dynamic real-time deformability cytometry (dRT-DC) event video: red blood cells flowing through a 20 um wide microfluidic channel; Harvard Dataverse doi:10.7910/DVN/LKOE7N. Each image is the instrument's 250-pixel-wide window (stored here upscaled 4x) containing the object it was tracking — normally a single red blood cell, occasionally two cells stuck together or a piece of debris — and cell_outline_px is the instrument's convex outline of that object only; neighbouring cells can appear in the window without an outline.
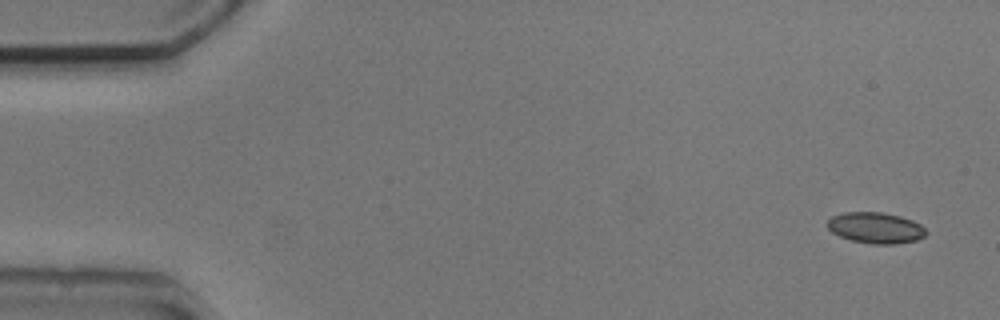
{"species": "common noctule bat (a hibernating species)", "species_latin": "Nyctalus noctula", "temperature_condition": "cold", "stored_images_in_passage": 52, "camera_frame_rate_fps": 3000, "um_per_image_px": 0.085, "animal": {"sex": "male", "body_mass_g": 20.5, "forearm_length_mm": 52.5}, "frame": {"image": 1, "passage_image": 1, "time_ms": 0.0, "image_size_px": [1000, 320], "cell_outline_px": [[928, 232], [924, 236], [916, 240], [892, 244], [872, 244], [852, 240], [840, 236], [832, 232], [828, 228], [828, 220], [832, 216], [844, 212], [884, 212], [900, 216], [912, 220], [920, 224]], "centroid_in_image_um": [74.44, 19.36], "position_along_channel_um": 10.6, "area_um2": 17.74}}
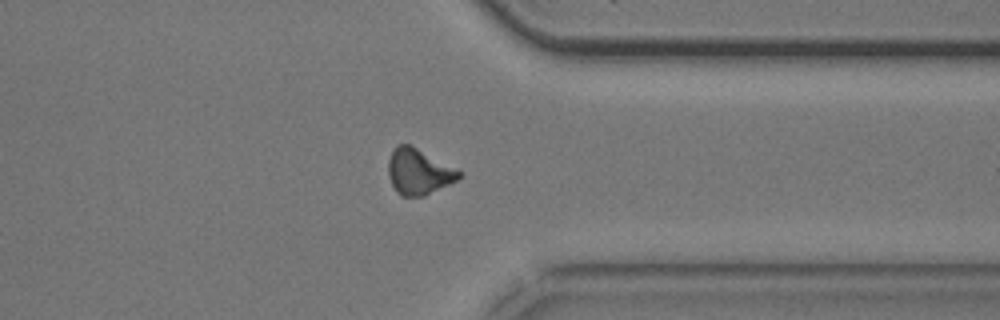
{"frame": {"image": 2, "passage_image": 40, "time_ms": 13.0, "image_size_px": [1000, 320], "cell_outline_px": [[464, 172], [456, 180], [424, 196], [400, 196], [396, 192], [388, 176], [388, 160], [396, 144], [408, 144]], "centroid_in_image_um": [35.56, 14.6], "position_along_channel_um": 375.8, "area_um2": 18.67}}
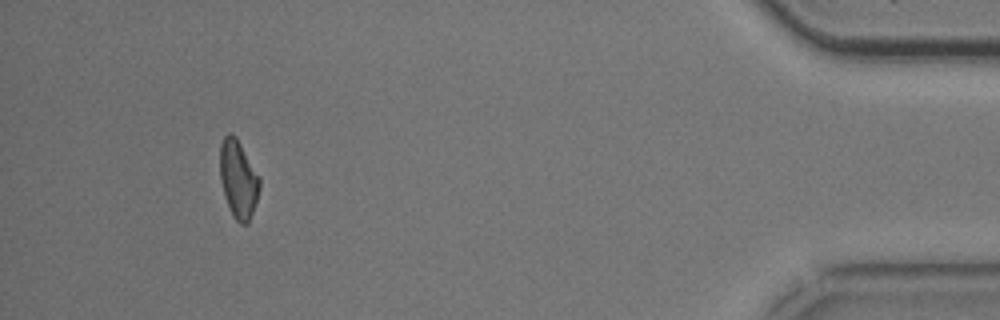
{"frame": {"image": 3, "passage_image": 48, "time_ms": 15.667, "image_size_px": [1000, 320], "cell_outline_px": [[260, 188], [248, 224], [240, 224], [232, 216], [228, 208], [224, 196], [220, 180], [220, 144], [224, 136], [228, 132], [232, 132], [236, 136], [260, 176]], "centroid_in_image_um": [20.24, 15.21], "position_along_channel_um": 415.0, "area_um2": 18.26}, "authors_computed_cell_mechanics": {"area_um2": 18.3515, "velocity_mm_per_s": 3.7885, "shape_relaxation_time_tau1_ms": 2.947, "shape_relaxation_time_tau2_ms": null, "deformation_change_tau1": 0.1298, "deformation_change_tau2": null}}